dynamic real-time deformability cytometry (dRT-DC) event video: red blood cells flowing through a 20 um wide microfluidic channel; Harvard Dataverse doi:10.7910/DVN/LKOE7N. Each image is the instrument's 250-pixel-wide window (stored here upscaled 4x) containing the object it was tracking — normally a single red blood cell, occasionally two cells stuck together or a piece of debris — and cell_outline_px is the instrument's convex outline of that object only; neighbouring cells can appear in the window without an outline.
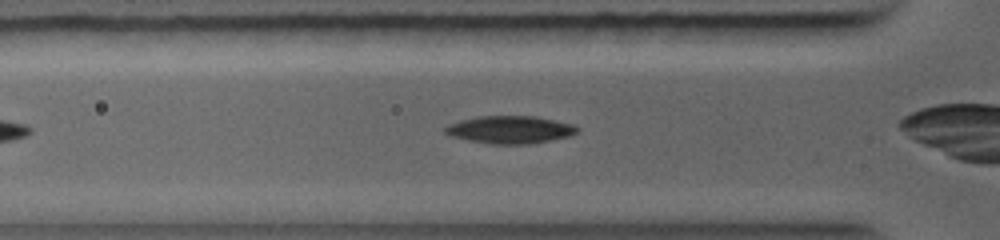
{"species": "common noctule bat (a hibernating species)", "species_latin": "Nyctalus noctula", "temperature_condition": "warm", "stored_images_in_passage": 50, "camera_frame_rate_fps": 5000, "um_per_image_px": 0.085, "animal": {"sex": "female", "body_mass_g": 19.0, "forearm_length_mm": 56.7}, "frame": {"image": 1, "passage_image": 3, "time_ms": 0.4, "image_size_px": [1000, 240], "cell_outline_px": [[580, 132], [568, 136], [528, 144], [488, 144], [448, 136], [444, 132], [444, 128], [448, 124], [460, 120], [476, 116], [536, 116], [556, 120], [572, 124], [580, 128]], "centroid_in_image_um": [43.32, 11.01], "position_along_channel_um": 82.5, "area_um2": 21.44}}
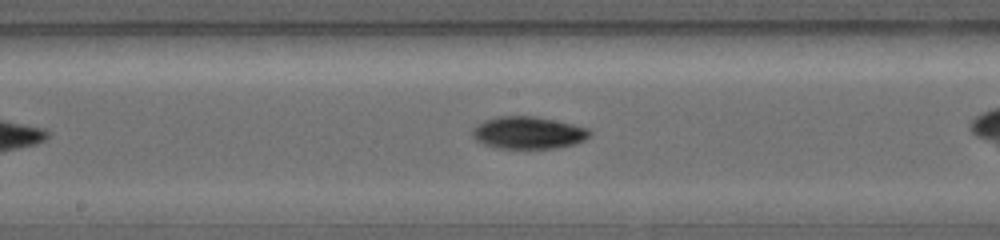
{"frame": {"image": 2, "passage_image": 16, "time_ms": 2.8, "image_size_px": [1000, 240], "cell_outline_px": [[592, 136], [576, 144], [556, 148], [496, 148], [484, 144], [476, 140], [472, 136], [472, 128], [476, 124], [484, 120], [496, 116], [536, 116], [572, 124], [588, 128], [592, 132]], "centroid_in_image_um": [44.9, 11.28], "position_along_channel_um": 203.3, "area_um2": 22.31}}
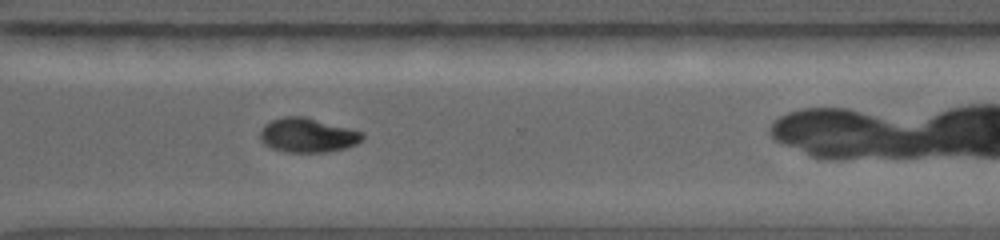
{"frame": {"image": 3, "passage_image": 31, "time_ms": 5.6, "image_size_px": [1000, 240], "cell_outline_px": [[364, 140], [356, 144], [344, 148], [324, 152], [284, 152], [272, 148], [264, 144], [260, 140], [260, 128], [264, 124], [272, 120], [284, 116], [304, 116], [364, 132]], "centroid_in_image_um": [26.13, 11.49], "position_along_channel_um": 344.5, "area_um2": 20.58}}